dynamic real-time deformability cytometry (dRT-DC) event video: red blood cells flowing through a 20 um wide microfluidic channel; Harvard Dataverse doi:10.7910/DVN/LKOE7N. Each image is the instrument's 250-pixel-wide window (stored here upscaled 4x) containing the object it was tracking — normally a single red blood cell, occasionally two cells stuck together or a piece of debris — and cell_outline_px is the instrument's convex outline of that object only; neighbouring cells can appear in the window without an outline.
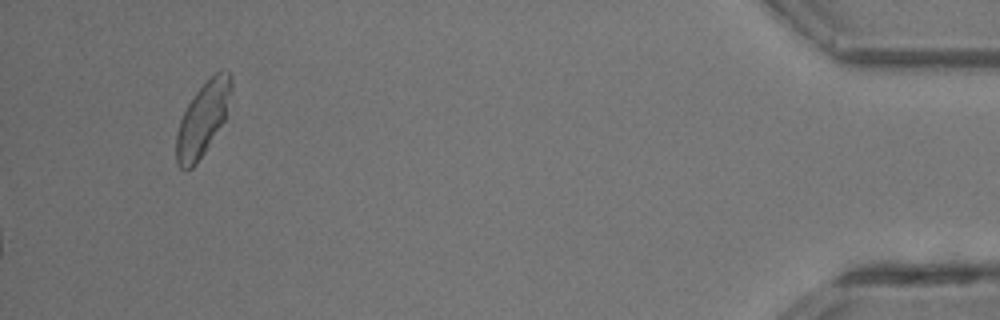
{"species": "common noctule bat (a hibernating species)", "species_latin": "Nyctalus noctula", "temperature_condition": "room temperature", "stored_images_in_passage": 32, "camera_frame_rate_fps": 3000, "um_per_image_px": 0.085, "animal": {"sex": "male", "body_mass_g": 13.3}, "frame": {"image": 1, "passage_image": 32, "time_ms": 10.333, "image_size_px": [1000, 320], "cell_outline_px": [[232, 92], [224, 120], [204, 152], [196, 164], [192, 168], [180, 168], [176, 160], [176, 136], [180, 120], [188, 104], [196, 92], [220, 68], [224, 68], [232, 76]], "centroid_in_image_um": [17.25, 10.08], "position_along_channel_um": 417.9, "area_um2": 23.18}}